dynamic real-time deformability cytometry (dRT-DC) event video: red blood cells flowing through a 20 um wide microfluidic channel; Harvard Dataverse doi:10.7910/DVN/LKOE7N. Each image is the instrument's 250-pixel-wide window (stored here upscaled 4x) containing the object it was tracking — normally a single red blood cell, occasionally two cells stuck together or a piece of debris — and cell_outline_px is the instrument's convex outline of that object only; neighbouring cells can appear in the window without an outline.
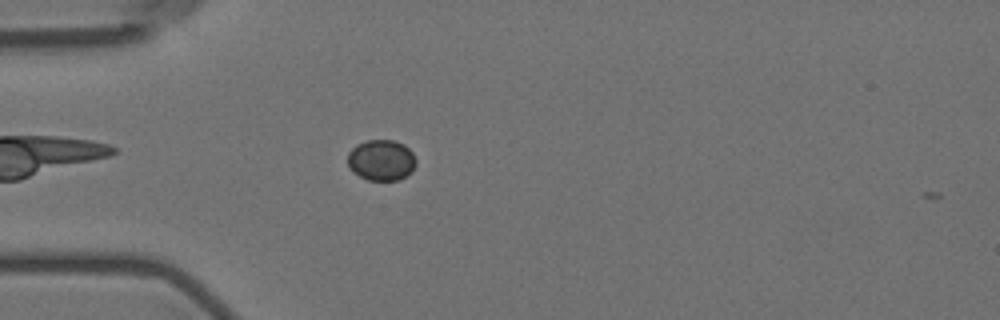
{"species": "Egyptian fruit bat (a non-hibernating species)", "species_latin": "Rousettus aegyptiacus", "temperature_condition": "room temperature", "stored_images_in_passage": 4, "camera_frame_rate_fps": 3000, "um_per_image_px": 0.085, "animal": {"sex": "female"}, "frame": {"image": 1, "passage_image": 3, "time_ms": 2.333, "image_size_px": [1000, 320], "cell_outline_px": [[416, 164], [412, 172], [396, 180], [368, 180], [352, 172], [348, 168], [348, 152], [356, 144], [368, 140], [392, 140], [404, 144], [412, 152], [416, 160]], "centroid_in_image_um": [32.4, 13.61], "position_along_channel_um": 52.6, "area_um2": 16.36}}